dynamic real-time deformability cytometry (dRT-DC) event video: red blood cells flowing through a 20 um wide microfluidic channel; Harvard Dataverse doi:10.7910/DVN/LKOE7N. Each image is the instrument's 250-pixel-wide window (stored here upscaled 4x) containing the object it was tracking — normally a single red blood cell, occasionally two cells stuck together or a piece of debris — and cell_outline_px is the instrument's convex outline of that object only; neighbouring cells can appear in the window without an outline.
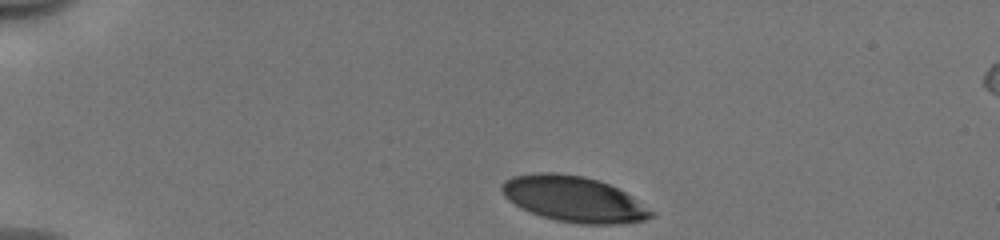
{"species": "human", "species_latin": "Homo sapiens", "temperature_condition": "cold", "stored_images_in_passage": 13, "camera_frame_rate_fps": 3000, "um_per_image_px": 0.085, "donor": {"sex": "male"}, "frame": {"image": 1, "passage_image": 1, "time_ms": 0.0, "image_size_px": [1000, 240], "cell_outline_px": [[656, 212], [652, 216], [644, 220], [616, 224], [580, 224], [556, 220], [540, 216], [520, 208], [508, 200], [504, 196], [500, 188], [500, 184], [504, 180], [512, 176], [540, 172], [556, 172], [584, 176], [608, 184], [632, 196]], "centroid_in_image_um": [48.73, 16.92], "position_along_channel_um": 36.3, "area_um2": 39.88}}
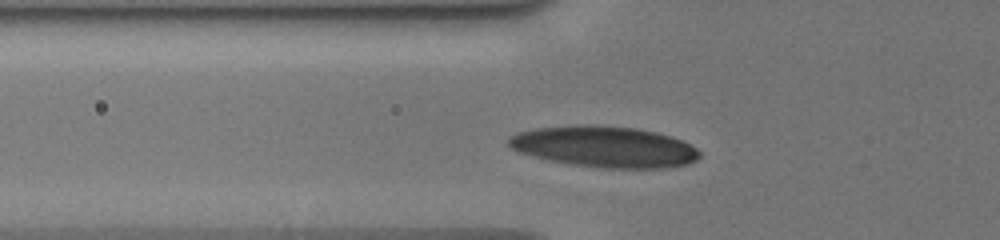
{"frame": {"image": 2, "passage_image": 8, "time_ms": 2.333, "image_size_px": [1000, 240], "cell_outline_px": [[700, 156], [696, 160], [688, 164], [668, 168], [600, 168], [572, 164], [548, 160], [520, 152], [512, 148], [508, 144], [508, 140], [516, 132], [536, 128], [580, 124], [596, 124], [636, 128], [656, 132], [672, 136], [684, 140], [696, 148], [700, 152]], "centroid_in_image_um": [51.41, 12.46], "position_along_channel_um": 74.4, "area_um2": 46.07}}
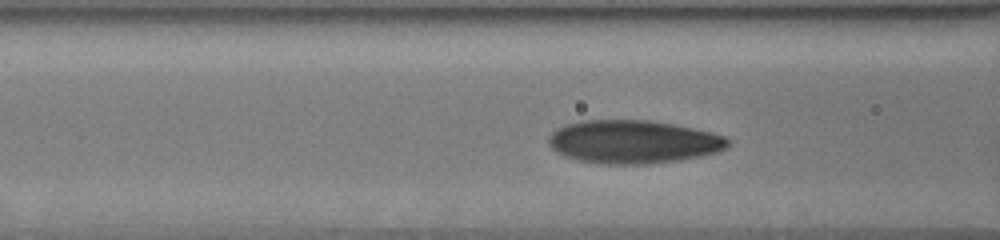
{"frame": {"image": 3, "passage_image": 11, "time_ms": 3.333, "image_size_px": [1000, 240], "cell_outline_px": [[732, 144], [716, 152], [700, 156], [680, 160], [648, 164], [600, 164], [576, 160], [564, 156], [556, 152], [548, 144], [548, 136], [556, 128], [564, 124], [584, 120], [648, 120], [672, 124], [712, 132], [724, 136], [732, 140]], "centroid_in_image_um": [53.8, 12.06], "position_along_channel_um": 112.8, "area_um2": 45.55}}